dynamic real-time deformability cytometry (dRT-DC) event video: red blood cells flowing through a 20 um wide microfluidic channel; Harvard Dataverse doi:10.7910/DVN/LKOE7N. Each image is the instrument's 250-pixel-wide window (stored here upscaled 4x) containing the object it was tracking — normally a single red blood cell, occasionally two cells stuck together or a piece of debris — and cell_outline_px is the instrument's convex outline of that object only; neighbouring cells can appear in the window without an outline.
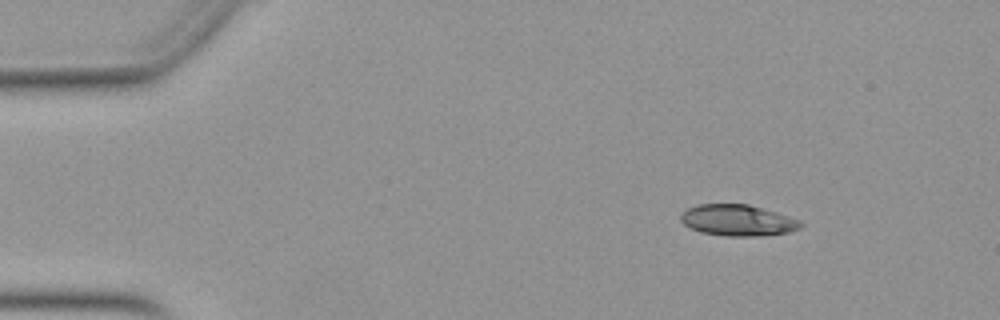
{"species": "Egyptian fruit bat (a non-hibernating species)", "species_latin": "Rousettus aegyptiacus", "temperature_condition": "warm", "stored_images_in_passage": 47, "camera_frame_rate_fps": 3000, "um_per_image_px": 0.085, "animal": {"sex": "female"}, "frame": {"image": 1, "passage_image": 2, "time_ms": 0.333, "image_size_px": [1000, 320], "cell_outline_px": [[804, 224], [800, 228], [788, 232], [764, 236], [728, 236], [700, 232], [684, 224], [680, 220], [680, 216], [688, 208], [700, 204], [748, 204], [776, 212], [800, 220]], "centroid_in_image_um": [62.73, 18.73], "position_along_channel_um": 22.3, "area_um2": 21.73}}
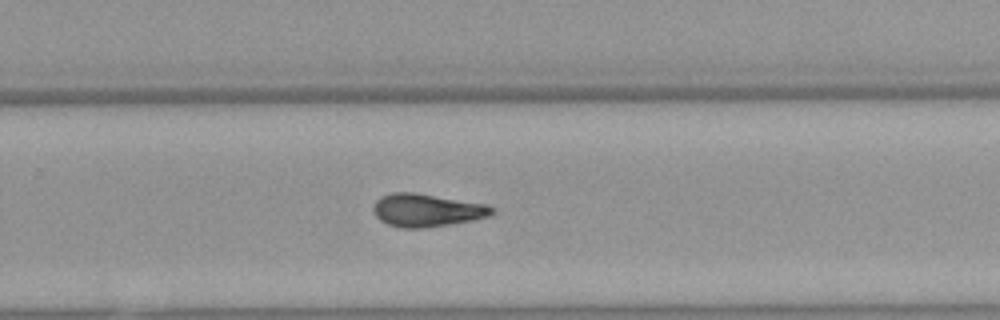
{"frame": {"image": 2, "passage_image": 29, "time_ms": 9.333, "image_size_px": [1000, 320], "cell_outline_px": [[496, 212], [488, 216], [472, 220], [424, 228], [400, 228], [388, 224], [380, 220], [376, 216], [372, 208], [376, 200], [380, 196], [392, 192], [416, 192], [488, 204], [496, 208]], "centroid_in_image_um": [36.28, 17.85], "position_along_channel_um": 293.5, "area_um2": 23.0}}
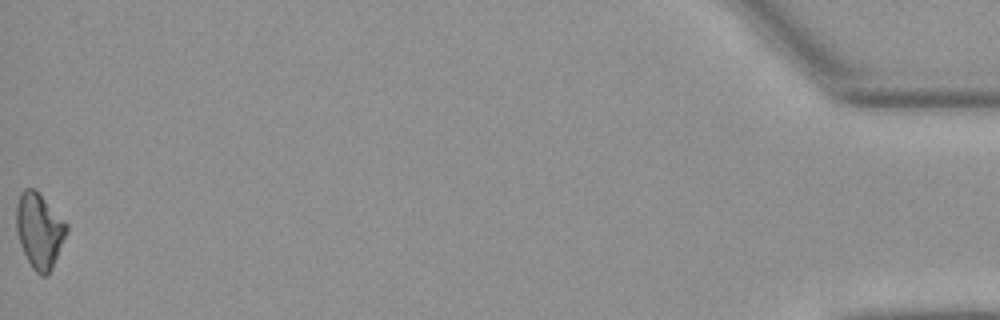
{"frame": {"image": 3, "passage_image": 47, "time_ms": 15.333, "image_size_px": [1000, 320], "cell_outline_px": [[68, 232], [52, 268], [44, 276], [40, 276], [32, 268], [20, 244], [16, 232], [16, 204], [24, 188], [32, 188], [68, 224]], "centroid_in_image_um": [3.34, 19.63], "position_along_channel_um": 431.9, "area_um2": 21.62}, "authors_computed_cell_mechanics": {"area_um2": 22.0796, "velocity_mm_per_s": 3.96, "shape_relaxation_time_tau1_ms": 5.8739, "shape_relaxation_time_tau2_ms": 5.9104, "deformation_change_tau1": 0.1966, "deformation_change_tau2": 0.1608}}